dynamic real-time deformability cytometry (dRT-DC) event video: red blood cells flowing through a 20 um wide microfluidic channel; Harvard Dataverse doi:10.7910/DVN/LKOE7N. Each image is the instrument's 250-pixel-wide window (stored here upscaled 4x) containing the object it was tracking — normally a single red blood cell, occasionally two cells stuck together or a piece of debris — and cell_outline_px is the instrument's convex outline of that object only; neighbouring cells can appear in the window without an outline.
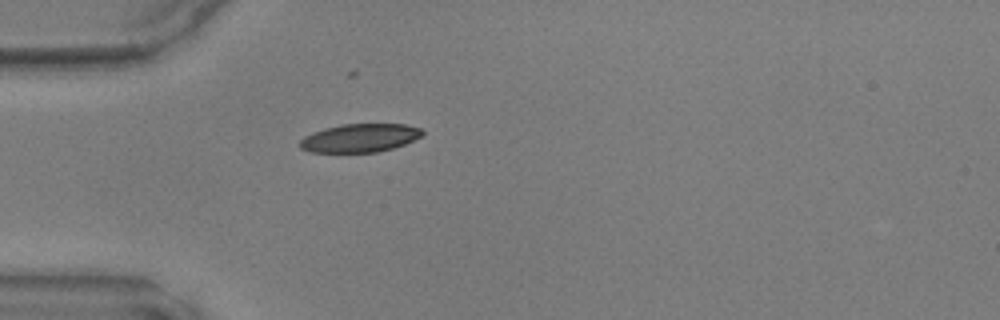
{"species": "common noctule bat (a hibernating species)", "species_latin": "Nyctalus noctula", "temperature_condition": "warm", "stored_images_in_passage": 9, "camera_frame_rate_fps": 3000, "um_per_image_px": 0.085, "animal": {"sex": "male", "body_mass_g": 17.9, "forearm_length_mm": 54.2}, "frame": {"image": 1, "passage_image": 1, "time_ms": 0.0, "image_size_px": [1000, 320], "cell_outline_px": [[424, 132], [420, 136], [404, 144], [392, 148], [376, 152], [308, 152], [300, 148], [300, 140], [304, 136], [312, 132], [324, 128], [340, 124], [404, 124], [424, 128]], "centroid_in_image_um": [30.56, 11.72], "position_along_channel_um": 54.4, "area_um2": 20.29}}